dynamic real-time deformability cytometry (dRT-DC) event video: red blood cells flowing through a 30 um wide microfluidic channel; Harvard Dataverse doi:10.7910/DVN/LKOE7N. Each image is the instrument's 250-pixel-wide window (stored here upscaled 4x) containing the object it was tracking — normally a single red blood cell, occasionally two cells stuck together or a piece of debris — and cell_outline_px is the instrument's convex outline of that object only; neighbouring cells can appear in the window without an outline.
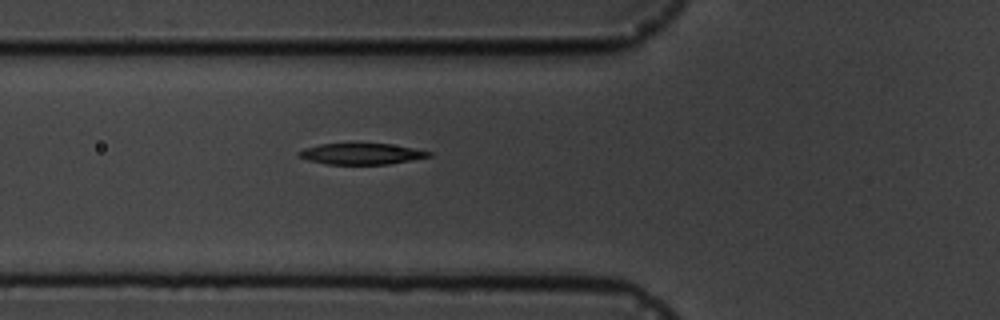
{"species": "common noctule bat (a hibernating species)", "species_latin": "Nyctalus noctula", "temperature_condition": "cold", "stored_images_in_passage": 7, "camera_frame_rate_fps": 3000, "um_per_image_px": 0.085, "animal": {"sex": "male", "body_mass_g": 19.5, "forearm_length_mm": 54.6}, "frame": {"image": 1, "passage_image": 7, "time_ms": 6.667, "image_size_px": [1000, 320], "cell_outline_px": [[432, 156], [388, 164], [328, 164], [308, 160], [296, 156], [296, 152], [304, 148], [320, 144], [388, 144], [412, 148], [432, 152]], "centroid_in_image_um": [30.66, 13.08], "position_along_channel_um": 95.1, "area_um2": 15.78}}